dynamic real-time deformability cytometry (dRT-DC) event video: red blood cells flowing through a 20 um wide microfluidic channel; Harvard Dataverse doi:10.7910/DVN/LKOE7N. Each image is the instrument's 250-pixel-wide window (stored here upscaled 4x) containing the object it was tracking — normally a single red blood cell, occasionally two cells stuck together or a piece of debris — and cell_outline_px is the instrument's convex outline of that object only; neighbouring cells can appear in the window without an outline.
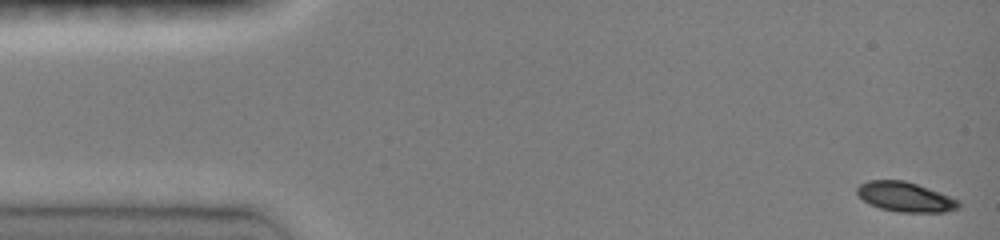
{"species": "common noctule bat (a hibernating species)", "species_latin": "Nyctalus noctula", "temperature_condition": "room temperature", "stored_images_in_passage": 46, "camera_frame_rate_fps": 3000, "um_per_image_px": 0.085, "animal": {"sex": "female", "body_mass_g": 19.0, "forearm_length_mm": 51.5}, "frame": {"image": 1, "passage_image": 1, "time_ms": 0.0, "image_size_px": [1000, 240], "cell_outline_px": [[960, 208], [944, 212], [900, 212], [880, 208], [868, 204], [856, 192], [856, 188], [860, 184], [868, 180], [904, 180], [928, 188], [960, 200]], "centroid_in_image_um": [76.95, 16.74], "position_along_channel_um": 8.1, "area_um2": 17.57}}
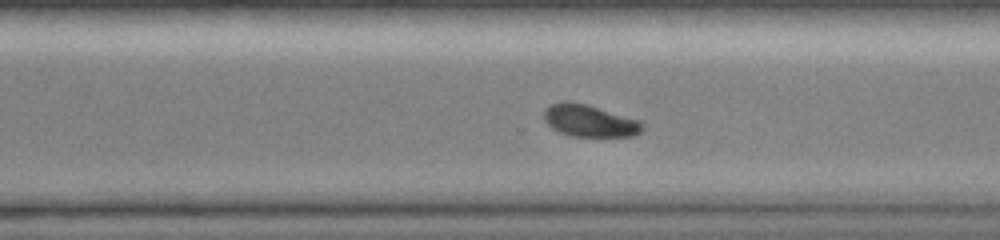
{"frame": {"image": 2, "passage_image": 33, "time_ms": 10.667, "image_size_px": [1000, 240], "cell_outline_px": [[644, 128], [640, 132], [632, 136], [568, 136], [552, 128], [544, 120], [544, 112], [552, 104], [564, 100], [568, 100], [588, 104], [640, 120], [644, 124]], "centroid_in_image_um": [50.13, 10.25], "position_along_channel_um": 320.5, "area_um2": 18.5}}
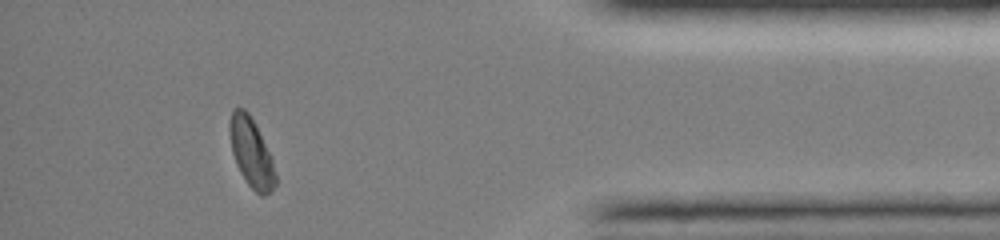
{"frame": {"image": 3, "passage_image": 42, "time_ms": 13.667, "image_size_px": [1000, 240], "cell_outline_px": [[276, 184], [272, 192], [264, 196], [260, 196], [248, 184], [240, 172], [236, 164], [232, 152], [228, 128], [228, 124], [232, 108], [244, 108], [248, 112], [272, 160], [276, 176]], "centroid_in_image_um": [21.33, 13.0], "position_along_channel_um": 413.9, "area_um2": 18.21}, "authors_computed_cell_mechanics": {"area_um2": 18.5827, "velocity_mm_per_s": 4.0454, "shape_relaxation_time_tau1_ms": 2.703, "shape_relaxation_time_tau2_ms": null, "deformation_change_tau1": 0.1074, "deformation_change_tau2": null}}